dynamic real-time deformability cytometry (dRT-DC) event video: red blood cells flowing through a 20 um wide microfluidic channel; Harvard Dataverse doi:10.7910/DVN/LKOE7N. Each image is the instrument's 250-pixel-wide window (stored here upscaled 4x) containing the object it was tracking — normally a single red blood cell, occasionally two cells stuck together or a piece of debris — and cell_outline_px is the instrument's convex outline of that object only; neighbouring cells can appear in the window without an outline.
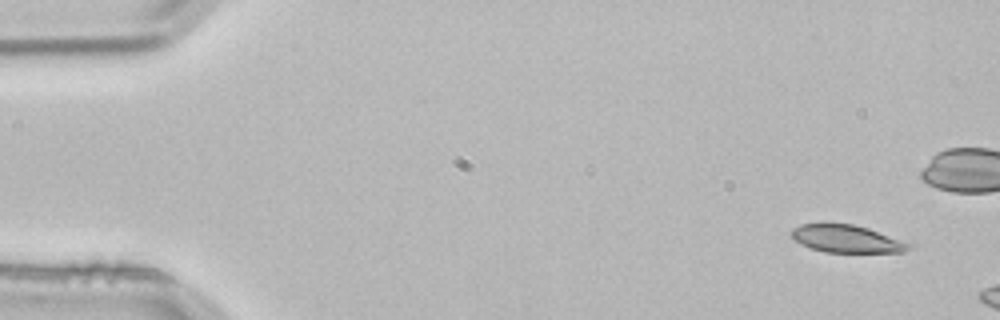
{"species": "common noctule bat (a hibernating species)", "species_latin": "Nyctalus noctula", "temperature_condition": "room temperature", "stored_images_in_passage": 3, "camera_frame_rate_fps": 3000, "um_per_image_px": 0.085, "animal": {"sex": "male", "body_mass_g": 21.5, "forearm_length_mm": 52.0}, "frame": {"image": 1, "passage_image": 1, "time_ms": 0.0, "image_size_px": [1000, 320], "cell_outline_px": [[912, 248], [904, 252], [824, 252], [812, 248], [796, 240], [792, 236], [792, 228], [800, 224], [852, 224], [868, 228], [912, 244]], "centroid_in_image_um": [72.0, 20.3], "position_along_channel_um": 13.0, "area_um2": 18.5}}